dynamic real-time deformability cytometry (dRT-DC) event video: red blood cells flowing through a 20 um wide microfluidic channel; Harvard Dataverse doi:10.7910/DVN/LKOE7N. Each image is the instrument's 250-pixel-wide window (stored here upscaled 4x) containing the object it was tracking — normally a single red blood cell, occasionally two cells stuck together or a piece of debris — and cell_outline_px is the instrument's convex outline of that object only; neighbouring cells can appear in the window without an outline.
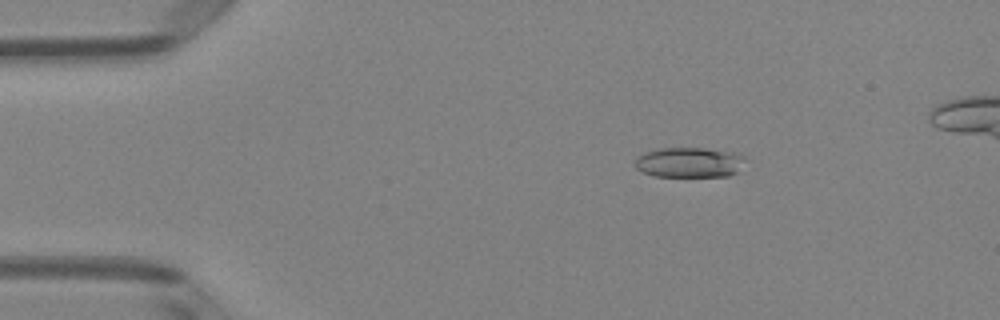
{"species": "Egyptian fruit bat (a non-hibernating species)", "species_latin": "Rousettus aegyptiacus", "temperature_condition": "room temperature", "stored_images_in_passage": 6, "camera_frame_rate_fps": 3000, "um_per_image_px": 0.085, "animal": {"sex": "female"}, "frame": {"image": 1, "passage_image": 3, "time_ms": 0.667, "image_size_px": [1000, 320], "cell_outline_px": [[744, 160], [736, 172], [728, 176], [652, 176], [636, 168], [636, 156], [644, 152], [660, 148], [704, 148], [732, 152], [744, 156]], "centroid_in_image_um": [58.55, 13.8], "position_along_channel_um": 26.5, "area_um2": 19.19}}